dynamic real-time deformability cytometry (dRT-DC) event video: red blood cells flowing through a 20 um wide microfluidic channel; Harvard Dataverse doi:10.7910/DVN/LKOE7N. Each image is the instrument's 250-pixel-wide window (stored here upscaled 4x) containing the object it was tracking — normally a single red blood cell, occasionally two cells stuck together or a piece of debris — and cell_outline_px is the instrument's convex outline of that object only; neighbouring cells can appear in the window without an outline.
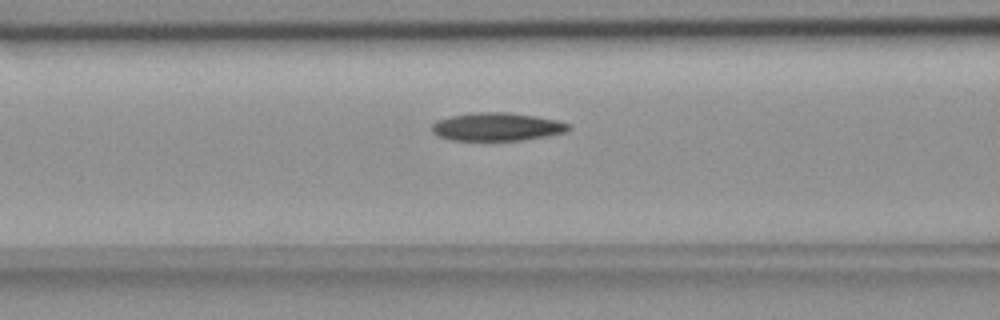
{"species": "common noctule bat (a hibernating species)", "species_latin": "Nyctalus noctula", "temperature_condition": "room temperature", "stored_images_in_passage": 36, "camera_frame_rate_fps": 3000, "um_per_image_px": 0.085, "animal": {"sex": "female", "body_mass_g": 18.4}, "frame": {"image": 1, "passage_image": 10, "time_ms": 3.0, "image_size_px": [1000, 320], "cell_outline_px": [[572, 128], [568, 132], [548, 136], [520, 140], [452, 140], [440, 136], [432, 132], [432, 124], [436, 120], [452, 116], [472, 112], [508, 112], [536, 116], [556, 120], [568, 124]], "centroid_in_image_um": [42.26, 10.77], "position_along_channel_um": 124.3, "area_um2": 22.43}}
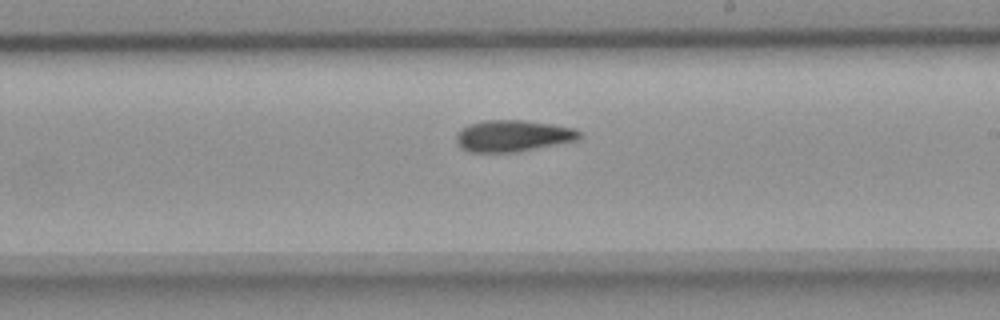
{"frame": {"image": 2, "passage_image": 20, "time_ms": 6.333, "image_size_px": [1000, 320], "cell_outline_px": [[580, 140], [516, 152], [468, 152], [460, 148], [456, 140], [456, 132], [460, 128], [468, 124], [484, 120], [524, 120], [552, 124], [576, 128], [580, 132]], "centroid_in_image_um": [43.58, 11.54], "position_along_channel_um": 245.4, "area_um2": 22.95}}
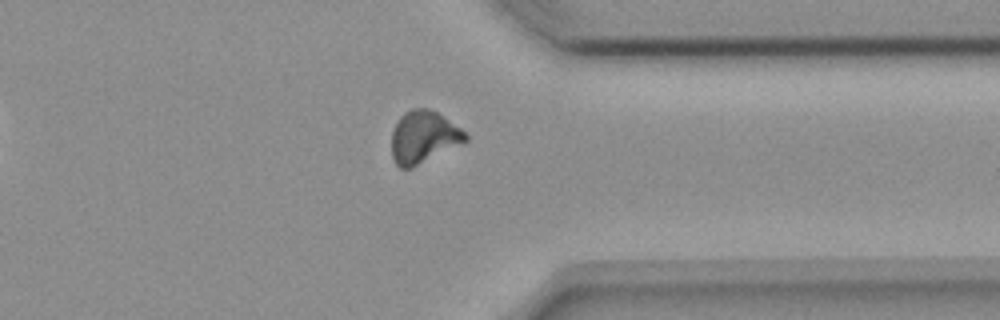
{"frame": {"image": 3, "passage_image": 31, "time_ms": 10.0, "image_size_px": [1000, 320], "cell_outline_px": [[468, 140], [412, 168], [400, 168], [396, 164], [392, 156], [392, 132], [400, 116], [404, 112], [412, 108], [428, 108], [436, 112], [460, 128], [468, 136]], "centroid_in_image_um": [35.97, 11.65], "position_along_channel_um": 375.4, "area_um2": 22.2}, "authors_computed_cell_mechanics": {"area_um2": 22.253, "velocity_mm_per_s": 3.6523, "shape_relaxation_time_tau1_ms": 8.0211, "shape_relaxation_time_tau2_ms": 7.2481, "deformation_change_tau1": 0.1816, "deformation_change_tau2": 0.1441}}